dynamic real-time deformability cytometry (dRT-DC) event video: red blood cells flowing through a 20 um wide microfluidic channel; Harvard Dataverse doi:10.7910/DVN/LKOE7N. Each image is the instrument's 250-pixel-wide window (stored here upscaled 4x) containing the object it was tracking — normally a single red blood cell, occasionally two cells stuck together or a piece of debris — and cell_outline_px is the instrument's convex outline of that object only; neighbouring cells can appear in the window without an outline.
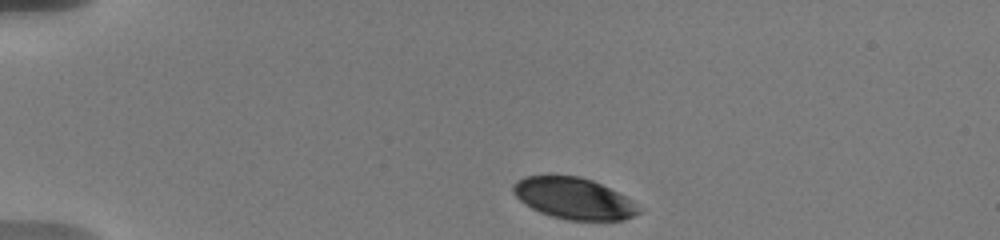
{"species": "human", "species_latin": "Homo sapiens", "temperature_condition": "warm", "stored_images_in_passage": 11, "camera_frame_rate_fps": 3000, "um_per_image_px": 0.085, "donor": {"sex": "male"}, "frame": {"image": 1, "passage_image": 1, "time_ms": 0.0, "image_size_px": [1000, 240], "cell_outline_px": [[640, 212], [624, 220], [568, 220], [552, 216], [540, 212], [524, 204], [512, 192], [512, 184], [516, 180], [524, 176], [580, 176], [592, 180], [632, 200]], "centroid_in_image_um": [48.71, 16.86], "position_along_channel_um": 36.3, "area_um2": 29.94}}
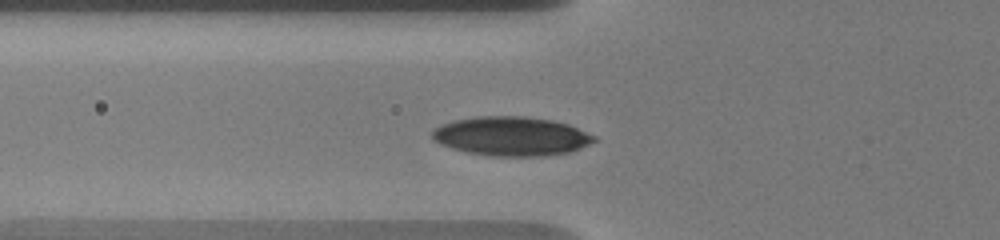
{"frame": {"image": 2, "passage_image": 7, "time_ms": 3.0, "image_size_px": [1000, 240], "cell_outline_px": [[596, 140], [580, 148], [568, 152], [544, 156], [492, 156], [468, 152], [452, 148], [440, 144], [432, 136], [432, 132], [440, 124], [452, 120], [476, 116], [524, 116], [552, 120], [568, 124], [596, 136]], "centroid_in_image_um": [43.45, 11.57], "position_along_channel_um": 82.3, "area_um2": 36.82}}
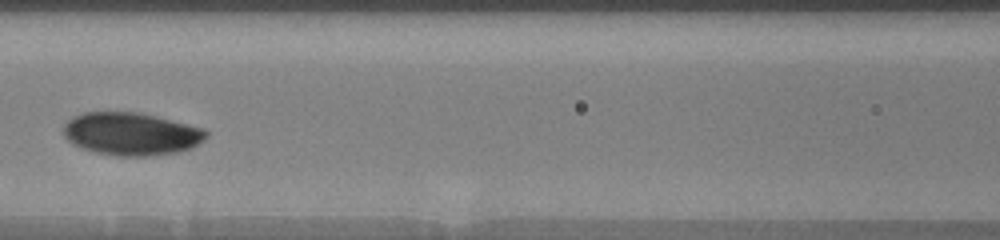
{"frame": {"image": 3, "passage_image": 10, "time_ms": 5.0, "image_size_px": [1000, 240], "cell_outline_px": [[208, 136], [204, 140], [192, 148], [180, 152], [148, 156], [116, 156], [96, 152], [72, 144], [64, 136], [64, 124], [72, 116], [84, 112], [140, 112], [204, 128], [208, 132]], "centroid_in_image_um": [11.17, 11.38], "position_along_channel_um": 155.4, "area_um2": 35.78}}